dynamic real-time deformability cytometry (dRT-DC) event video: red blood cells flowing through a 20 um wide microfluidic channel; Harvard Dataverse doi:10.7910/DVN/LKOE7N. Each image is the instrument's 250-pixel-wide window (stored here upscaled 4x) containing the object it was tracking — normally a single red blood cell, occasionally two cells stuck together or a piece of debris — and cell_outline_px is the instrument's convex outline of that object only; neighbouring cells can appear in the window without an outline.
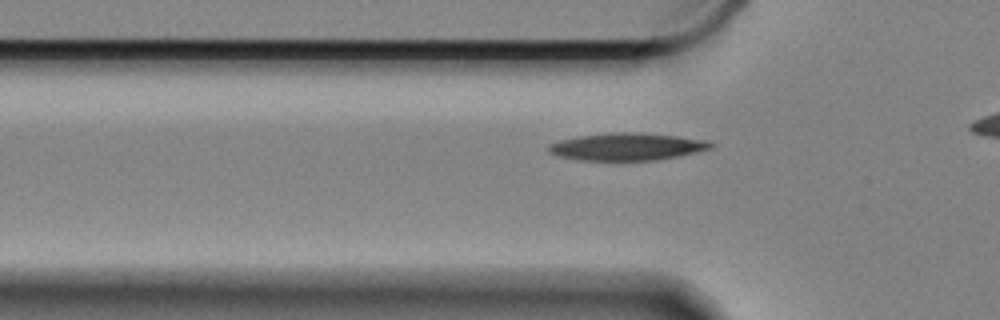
{"species": "Egyptian fruit bat (a non-hibernating species)", "species_latin": "Rousettus aegyptiacus", "temperature_condition": "cold", "stored_images_in_passage": 38, "camera_frame_rate_fps": 3000, "um_per_image_px": 0.085, "animal": {"sex": "female"}, "frame": {"image": 1, "passage_image": 8, "time_ms": 2.333, "image_size_px": [1000, 320], "cell_outline_px": [[716, 144], [712, 148], [696, 152], [656, 160], [580, 160], [560, 156], [548, 152], [548, 148], [552, 144], [560, 140], [580, 136], [612, 132], [644, 132], [712, 140]], "centroid_in_image_um": [53.39, 12.45], "position_along_channel_um": 72.4, "area_um2": 25.89}}
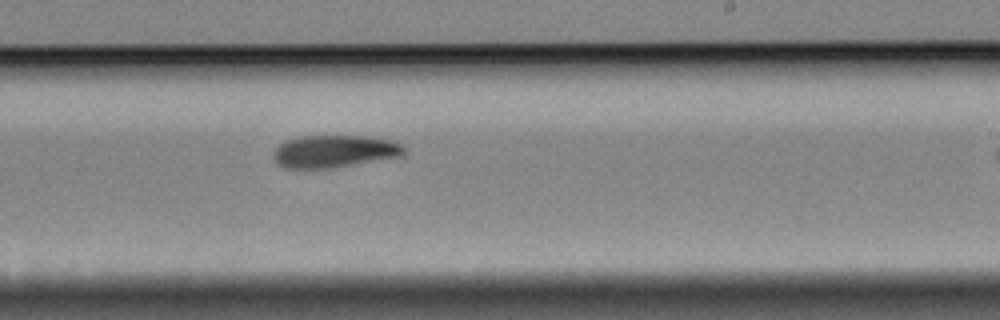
{"frame": {"image": 2, "passage_image": 25, "time_ms": 8.0, "image_size_px": [1000, 320], "cell_outline_px": [[404, 156], [332, 168], [284, 168], [272, 156], [272, 152], [284, 140], [300, 136], [364, 136], [388, 140], [400, 144], [404, 148]], "centroid_in_image_um": [28.39, 12.86], "position_along_channel_um": 260.6, "area_um2": 24.62}}
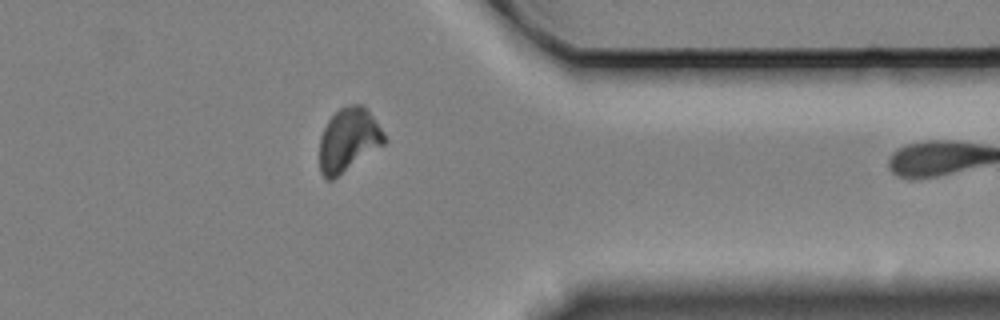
{"frame": {"image": 3, "passage_image": 37, "time_ms": 12.0, "image_size_px": [1000, 320], "cell_outline_px": [[388, 140], [384, 144], [332, 180], [328, 180], [320, 172], [320, 136], [328, 120], [340, 108], [348, 104], [364, 104], [384, 132]], "centroid_in_image_um": [29.63, 11.86], "position_along_channel_um": 381.8, "area_um2": 23.93}}